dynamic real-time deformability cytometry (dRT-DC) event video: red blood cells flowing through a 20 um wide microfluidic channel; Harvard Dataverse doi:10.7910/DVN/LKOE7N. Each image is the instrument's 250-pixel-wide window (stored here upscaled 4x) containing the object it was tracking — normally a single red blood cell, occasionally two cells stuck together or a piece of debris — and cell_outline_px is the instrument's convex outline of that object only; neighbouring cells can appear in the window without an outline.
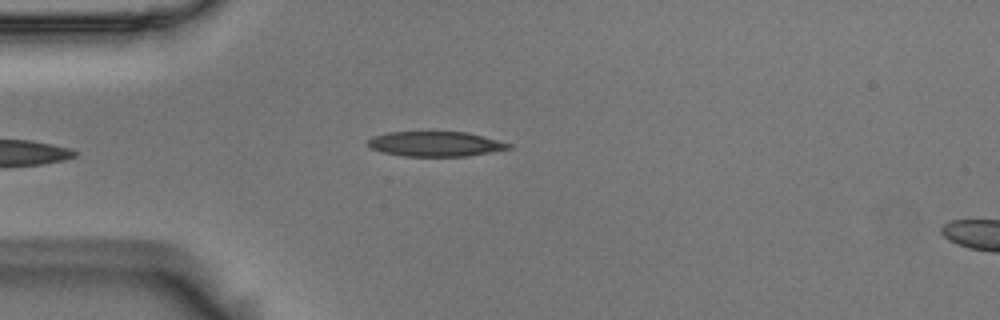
{"species": "Egyptian fruit bat (a non-hibernating species)", "species_latin": "Rousettus aegyptiacus", "temperature_condition": "room temperature", "stored_images_in_passage": 5, "camera_frame_rate_fps": 3000, "um_per_image_px": 0.085, "animal": {"sex": "male"}, "frame": {"image": 1, "passage_image": 5, "time_ms": 1.333, "image_size_px": [1000, 320], "cell_outline_px": [[512, 148], [468, 156], [404, 156], [380, 152], [372, 148], [368, 144], [368, 140], [372, 136], [388, 132], [468, 132], [512, 144]], "centroid_in_image_um": [37.0, 12.23], "position_along_channel_um": 48.0, "area_um2": 20.4}}